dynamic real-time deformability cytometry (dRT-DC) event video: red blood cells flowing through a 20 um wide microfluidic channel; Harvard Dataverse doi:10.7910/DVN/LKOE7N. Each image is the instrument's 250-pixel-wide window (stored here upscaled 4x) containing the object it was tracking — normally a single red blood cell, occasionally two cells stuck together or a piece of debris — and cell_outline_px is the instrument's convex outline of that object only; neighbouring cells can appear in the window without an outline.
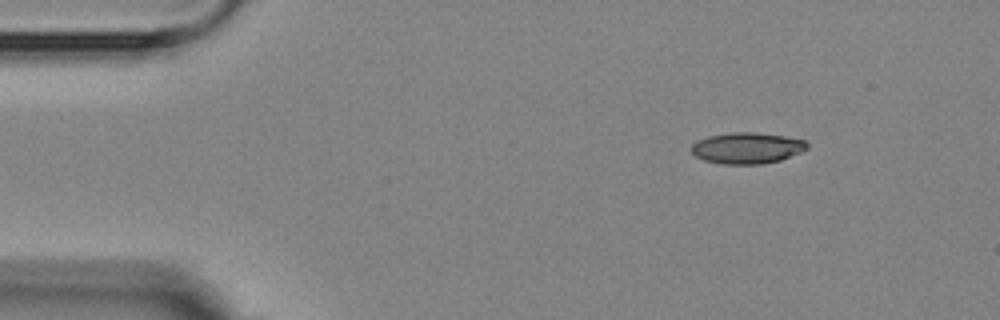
{"species": "Egyptian fruit bat (a non-hibernating species)", "species_latin": "Rousettus aegyptiacus", "temperature_condition": "room temperature", "stored_images_in_passage": 6, "camera_frame_rate_fps": 3000, "um_per_image_px": 0.085, "animal": {"sex": "female"}, "frame": {"image": 1, "passage_image": 1, "time_ms": 0.0, "image_size_px": [1000, 320], "cell_outline_px": [[808, 148], [800, 152], [780, 160], [760, 164], [720, 164], [704, 160], [696, 156], [688, 148], [696, 140], [708, 136], [732, 132], [756, 132], [784, 136], [804, 140], [808, 144]], "centroid_in_image_um": [63.45, 12.58], "position_along_channel_um": 21.6, "area_um2": 21.1}}
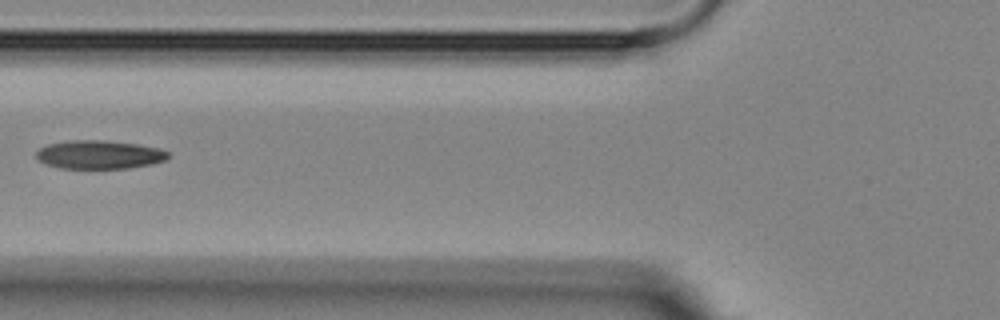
{"frame": {"image": 2, "passage_image": 5, "time_ms": 4.667, "image_size_px": [1000, 320], "cell_outline_px": [[168, 156], [164, 160], [152, 164], [128, 168], [60, 168], [48, 164], [40, 160], [36, 156], [36, 152], [40, 148], [48, 144], [68, 140], [104, 140], [136, 144], [160, 148], [168, 152]], "centroid_in_image_um": [8.44, 13.13], "position_along_channel_um": 117.4, "area_um2": 21.73}}
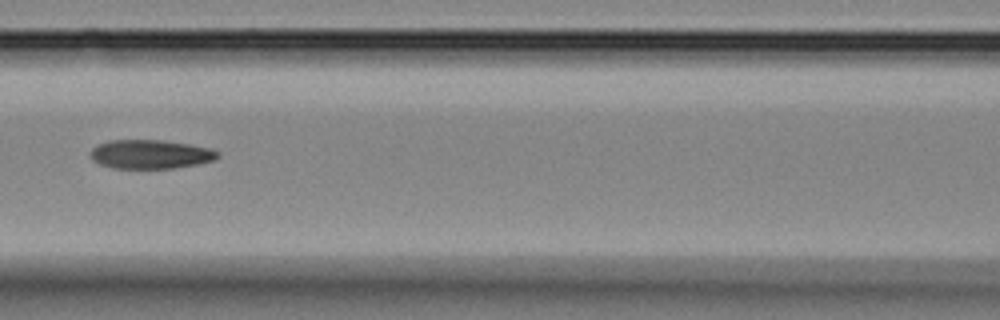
{"frame": {"image": 3, "passage_image": 6, "time_ms": 5.667, "image_size_px": [1000, 320], "cell_outline_px": [[220, 156], [212, 160], [196, 164], [172, 168], [112, 168], [100, 164], [92, 160], [88, 156], [92, 148], [96, 144], [108, 140], [164, 140], [212, 148], [220, 152]], "centroid_in_image_um": [12.74, 13.1], "position_along_channel_um": 153.9, "area_um2": 21.62}}